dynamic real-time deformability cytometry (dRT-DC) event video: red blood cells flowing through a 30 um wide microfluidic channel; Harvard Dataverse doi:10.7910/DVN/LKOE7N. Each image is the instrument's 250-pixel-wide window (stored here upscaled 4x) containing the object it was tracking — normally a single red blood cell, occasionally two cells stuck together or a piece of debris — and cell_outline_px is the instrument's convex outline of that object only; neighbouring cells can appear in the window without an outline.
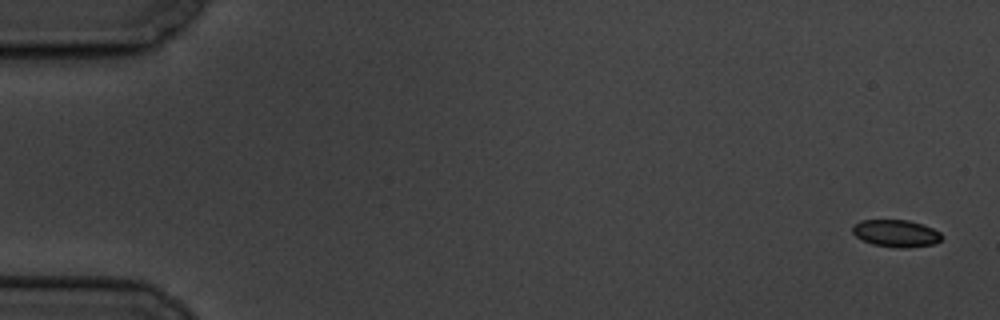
{"species": "common noctule bat (a hibernating species)", "species_latin": "Nyctalus noctula", "temperature_condition": "cold", "stored_images_in_passage": 7, "camera_frame_rate_fps": 3000, "um_per_image_px": 0.085, "animal": {"sex": "male", "body_mass_g": 19.5, "forearm_length_mm": 54.6}, "frame": {"image": 1, "passage_image": 1, "time_ms": 0.0, "image_size_px": [1000, 320], "cell_outline_px": [[944, 236], [940, 240], [932, 244], [908, 248], [900, 248], [872, 244], [856, 236], [852, 232], [852, 228], [860, 220], [908, 220], [924, 224], [940, 232]], "centroid_in_image_um": [76.19, 19.83], "position_along_channel_um": 8.8, "area_um2": 14.1}}
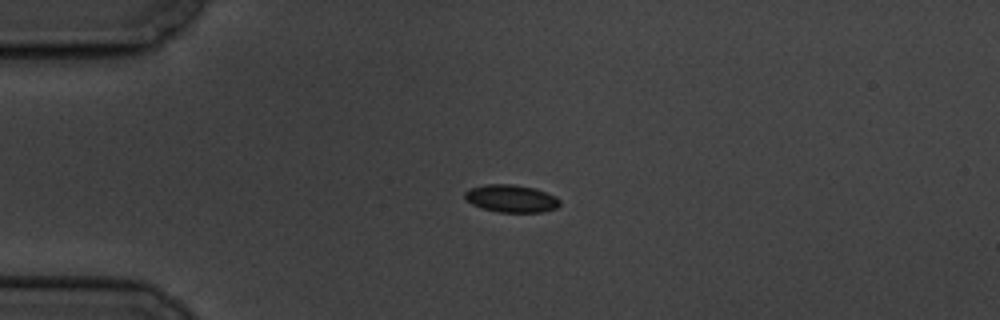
{"frame": {"image": 2, "passage_image": 5, "time_ms": 4.333, "image_size_px": [1000, 320], "cell_outline_px": [[560, 204], [556, 208], [540, 212], [496, 212], [472, 204], [464, 196], [464, 192], [472, 188], [484, 184], [512, 184], [536, 188], [556, 196], [560, 200]], "centroid_in_image_um": [43.48, 16.87], "position_along_channel_um": 41.5, "area_um2": 15.2}}
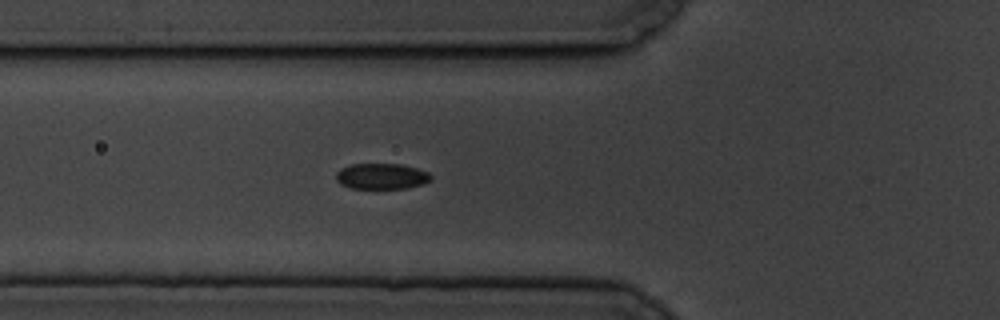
{"frame": {"image": 3, "passage_image": 7, "time_ms": 6.667, "image_size_px": [1000, 320], "cell_outline_px": [[432, 180], [424, 184], [408, 188], [352, 188], [340, 184], [336, 180], [336, 172], [340, 168], [352, 164], [400, 164], [416, 168], [428, 172], [432, 176]], "centroid_in_image_um": [32.44, 14.98], "position_along_channel_um": 93.4, "area_um2": 14.33}}